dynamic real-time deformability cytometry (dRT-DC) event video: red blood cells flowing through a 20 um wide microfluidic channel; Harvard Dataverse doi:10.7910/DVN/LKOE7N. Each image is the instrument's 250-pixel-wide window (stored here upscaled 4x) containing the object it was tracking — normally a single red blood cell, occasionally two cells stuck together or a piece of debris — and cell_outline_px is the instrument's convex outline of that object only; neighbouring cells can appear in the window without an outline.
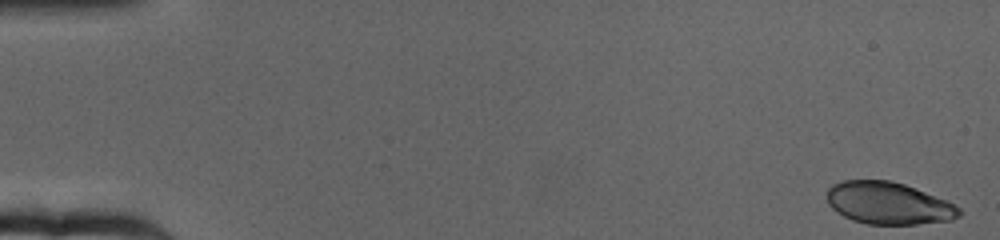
{"species": "human", "species_latin": "Homo sapiens", "temperature_condition": "cold", "stored_images_in_passage": 64, "camera_frame_rate_fps": 3000, "um_per_image_px": 0.085, "donor": {"sex": "female"}, "frame": {"image": 1, "passage_image": 1, "time_ms": 0.0, "image_size_px": [1000, 240], "cell_outline_px": [[960, 216], [952, 220], [916, 224], [868, 224], [852, 220], [836, 212], [828, 204], [828, 188], [832, 184], [844, 180], [892, 180], [916, 188], [944, 200], [960, 208]], "centroid_in_image_um": [75.49, 17.27], "position_along_channel_um": 9.5, "area_um2": 32.37}}
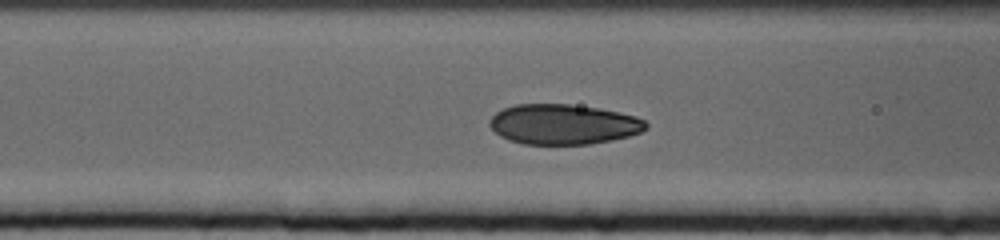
{"frame": {"image": 2, "passage_image": 26, "time_ms": 8.333, "image_size_px": [1000, 240], "cell_outline_px": [[648, 128], [640, 132], [628, 136], [612, 140], [588, 144], [524, 144], [508, 140], [500, 136], [488, 124], [488, 120], [496, 112], [504, 108], [516, 104], [568, 104], [600, 108], [636, 116], [644, 120], [648, 124]], "centroid_in_image_um": [47.88, 10.56], "position_along_channel_um": 118.7, "area_um2": 36.65}}
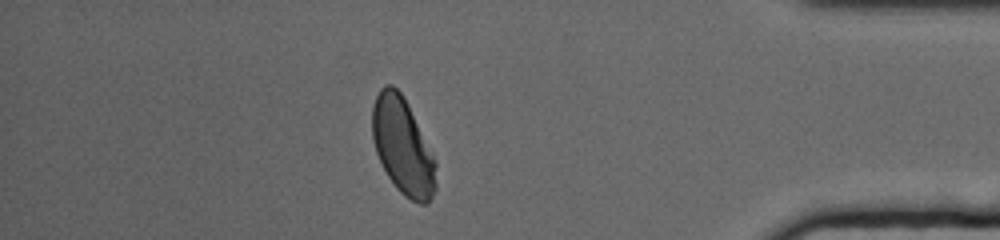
{"frame": {"image": 3, "passage_image": 56, "time_ms": 18.333, "image_size_px": [1000, 240], "cell_outline_px": [[436, 188], [428, 204], [420, 204], [404, 196], [396, 188], [388, 176], [376, 152], [372, 140], [372, 104], [380, 88], [384, 84], [392, 84], [404, 96], [432, 152], [436, 164]], "centroid_in_image_um": [34.22, 12.42], "position_along_channel_um": 401.0, "area_um2": 35.95}, "authors_computed_cell_mechanics": {"area_um2": 35.8938, "velocity_mm_per_s": 3.1657, "shape_relaxation_time_tau1_ms": 4.5858, "shape_relaxation_time_tau2_ms": 0.8915, "deformation_change_tau1": 0.1309, "deformation_change_tau2": 0.0439}}